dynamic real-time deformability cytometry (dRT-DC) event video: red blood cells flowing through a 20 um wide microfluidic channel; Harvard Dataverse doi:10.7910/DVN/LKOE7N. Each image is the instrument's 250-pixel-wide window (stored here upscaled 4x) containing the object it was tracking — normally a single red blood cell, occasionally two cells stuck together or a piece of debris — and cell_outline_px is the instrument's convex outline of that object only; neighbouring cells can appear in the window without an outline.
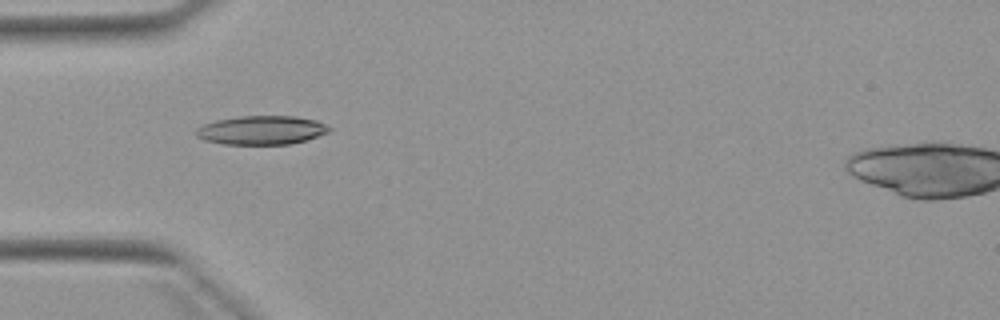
{"species": "Egyptian fruit bat (a non-hibernating species)", "species_latin": "Rousettus aegyptiacus", "temperature_condition": "warm", "stored_images_in_passage": 7, "camera_frame_rate_fps": 3000, "um_per_image_px": 0.085, "animal": {"sex": "female"}, "frame": {"image": 1, "passage_image": 5, "time_ms": 4.667, "image_size_px": [1000, 320], "cell_outline_px": [[332, 128], [328, 132], [308, 140], [292, 144], [224, 144], [204, 140], [196, 136], [196, 128], [204, 124], [216, 120], [240, 116], [296, 116], [316, 120]], "centroid_in_image_um": [22.24, 11.06], "position_along_channel_um": 62.8, "area_um2": 22.43}}
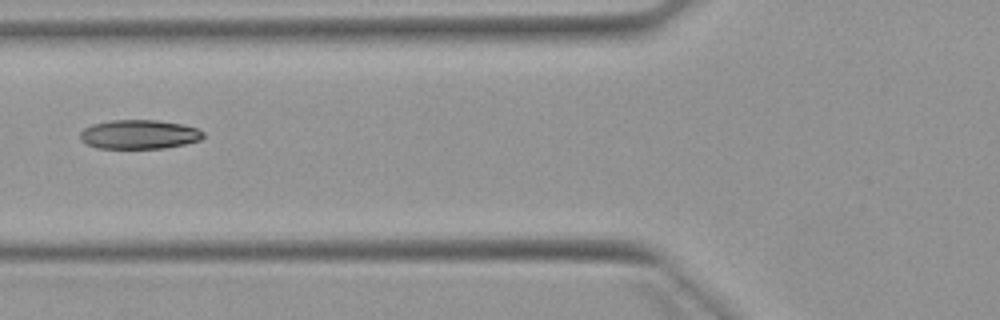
{"frame": {"image": 2, "passage_image": 6, "time_ms": 6.0, "image_size_px": [1000, 320], "cell_outline_px": [[204, 136], [200, 140], [184, 144], [164, 148], [96, 148], [80, 140], [80, 132], [84, 128], [92, 124], [112, 120], [156, 120], [184, 124], [196, 128], [204, 132]], "centroid_in_image_um": [11.83, 11.42], "position_along_channel_um": 114.0, "area_um2": 20.92}}
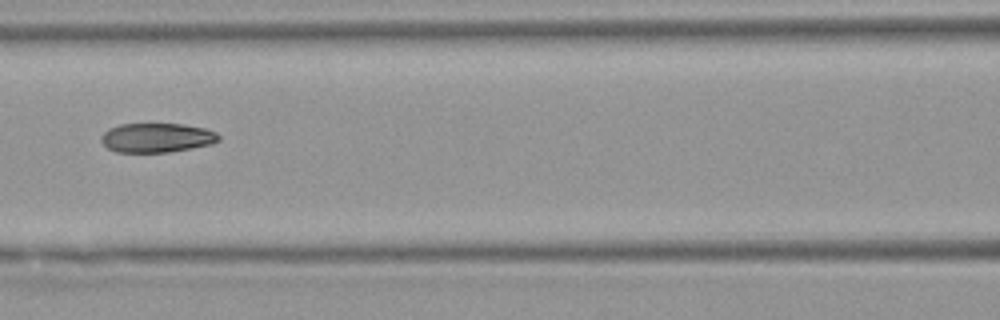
{"frame": {"image": 3, "passage_image": 7, "time_ms": 7.0, "image_size_px": [1000, 320], "cell_outline_px": [[220, 140], [212, 144], [192, 148], [168, 152], [116, 152], [108, 148], [100, 140], [100, 136], [108, 128], [120, 124], [184, 124], [204, 128], [216, 132], [220, 136]], "centroid_in_image_um": [13.32, 11.7], "position_along_channel_um": 153.3, "area_um2": 20.17}}